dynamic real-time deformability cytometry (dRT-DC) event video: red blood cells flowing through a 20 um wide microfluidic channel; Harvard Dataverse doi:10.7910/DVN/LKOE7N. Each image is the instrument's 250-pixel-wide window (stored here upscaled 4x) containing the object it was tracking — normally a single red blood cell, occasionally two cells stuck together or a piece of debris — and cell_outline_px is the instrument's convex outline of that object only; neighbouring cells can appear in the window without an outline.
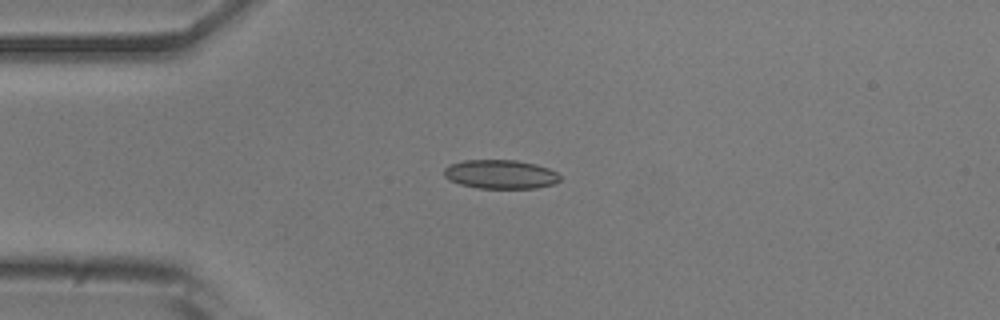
{"species": "common noctule bat (a hibernating species)", "species_latin": "Nyctalus noctula", "temperature_condition": "room temperature", "stored_images_in_passage": 37, "camera_frame_rate_fps": 3000, "um_per_image_px": 0.085, "animal": {"sex": "male", "body_mass_g": 20.5, "forearm_length_mm": 52.5}, "frame": {"image": 1, "passage_image": 1, "time_ms": 0.0, "image_size_px": [1000, 320], "cell_outline_px": [[560, 180], [556, 184], [536, 188], [476, 188], [460, 184], [444, 176], [444, 168], [452, 164], [464, 160], [516, 160], [536, 164], [548, 168], [556, 172], [560, 176]], "centroid_in_image_um": [42.58, 14.82], "position_along_channel_um": 42.4, "area_um2": 19.54}}
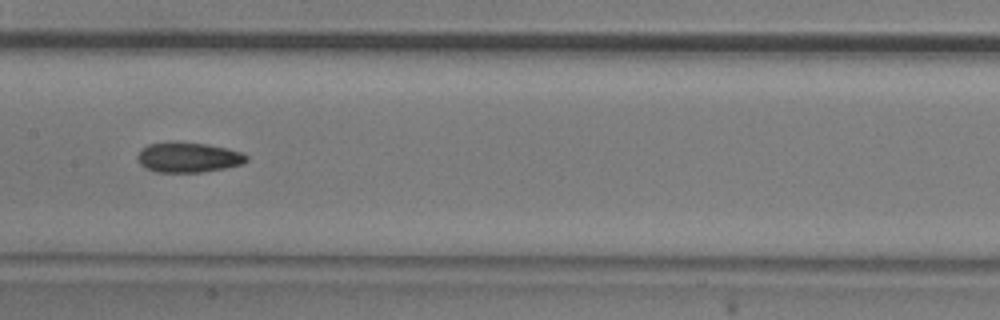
{"frame": {"image": 2, "passage_image": 14, "time_ms": 4.333, "image_size_px": [1000, 320], "cell_outline_px": [[248, 160], [244, 164], [224, 168], [200, 172], [156, 172], [140, 164], [136, 156], [140, 148], [148, 144], [168, 140], [176, 140], [208, 144], [228, 148], [240, 152], [248, 156]], "centroid_in_image_um": [15.97, 13.34], "position_along_channel_um": 191.4, "area_um2": 19.59}}
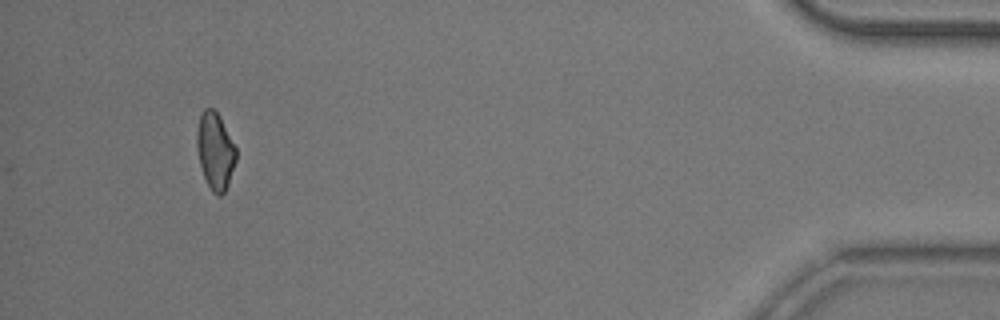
{"frame": {"image": 3, "passage_image": 37, "time_ms": 12.0, "image_size_px": [1000, 320], "cell_outline_px": [[236, 160], [228, 184], [224, 192], [220, 196], [216, 196], [212, 192], [204, 176], [200, 164], [196, 144], [196, 132], [200, 112], [204, 108], [212, 108], [220, 116], [236, 148]], "centroid_in_image_um": [18.28, 12.81], "position_along_channel_um": 416.9, "area_um2": 17.57}, "authors_computed_cell_mechanics": {"area_um2": 18.6116, "velocity_mm_per_s": 3.8713, "shape_relaxation_time_tau1_ms": 10.322, "shape_relaxation_time_tau2_ms": 10.2783, "deformation_change_tau1": 0.1619, "deformation_change_tau2": 0.1733}}